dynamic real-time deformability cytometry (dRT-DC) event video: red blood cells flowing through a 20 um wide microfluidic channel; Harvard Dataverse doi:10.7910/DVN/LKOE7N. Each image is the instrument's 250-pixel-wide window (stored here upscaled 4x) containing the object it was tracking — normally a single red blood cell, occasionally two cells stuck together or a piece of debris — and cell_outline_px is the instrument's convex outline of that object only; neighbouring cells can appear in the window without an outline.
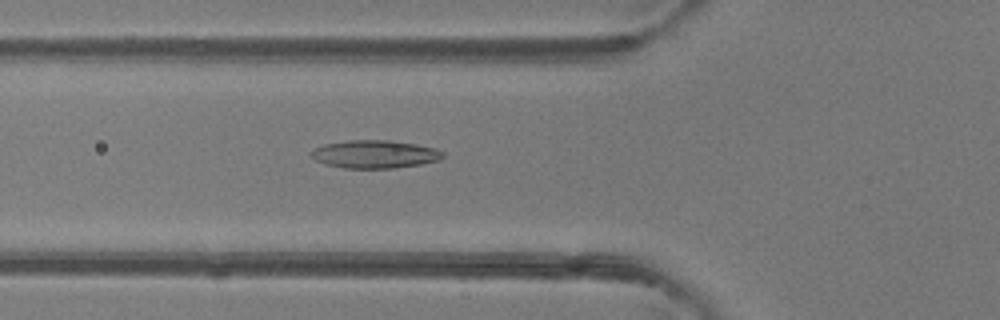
{"species": "common noctule bat (a hibernating species)", "species_latin": "Nyctalus noctula", "temperature_condition": "room temperature", "stored_images_in_passage": 41, "camera_frame_rate_fps": 3000, "um_per_image_px": 0.085, "animal": {"sex": "female"}, "frame": {"image": 1, "passage_image": 18, "time_ms": 5.667, "image_size_px": [1000, 320], "cell_outline_px": [[444, 156], [440, 160], [420, 164], [392, 168], [344, 168], [324, 164], [316, 160], [308, 152], [324, 144], [348, 140], [388, 140], [416, 144], [436, 148], [444, 152]], "centroid_in_image_um": [31.86, 13.1], "position_along_channel_um": 93.9, "area_um2": 21.5}}
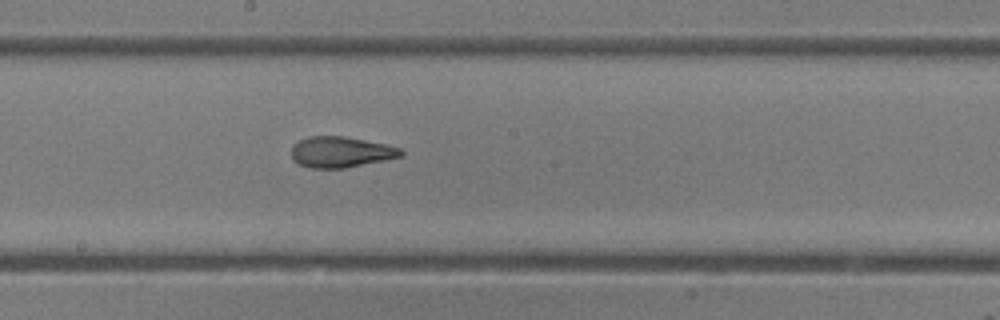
{"frame": {"image": 2, "passage_image": 27, "time_ms": 8.667, "image_size_px": [1000, 320], "cell_outline_px": [[404, 156], [344, 168], [308, 168], [292, 160], [292, 144], [308, 136], [344, 136], [388, 144], [400, 148], [404, 152]], "centroid_in_image_um": [28.98, 12.92], "position_along_channel_um": 219.2, "area_um2": 19.83}}
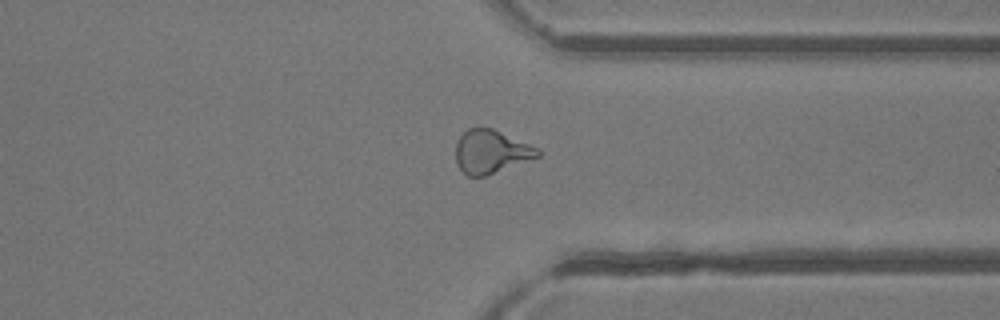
{"frame": {"image": 3, "passage_image": 38, "time_ms": 12.333, "image_size_px": [1000, 320], "cell_outline_px": [[540, 156], [484, 176], [468, 176], [456, 164], [456, 144], [460, 136], [468, 128], [492, 128], [540, 148]], "centroid_in_image_um": [41.74, 12.88], "position_along_channel_um": 369.7, "area_um2": 20.52}}